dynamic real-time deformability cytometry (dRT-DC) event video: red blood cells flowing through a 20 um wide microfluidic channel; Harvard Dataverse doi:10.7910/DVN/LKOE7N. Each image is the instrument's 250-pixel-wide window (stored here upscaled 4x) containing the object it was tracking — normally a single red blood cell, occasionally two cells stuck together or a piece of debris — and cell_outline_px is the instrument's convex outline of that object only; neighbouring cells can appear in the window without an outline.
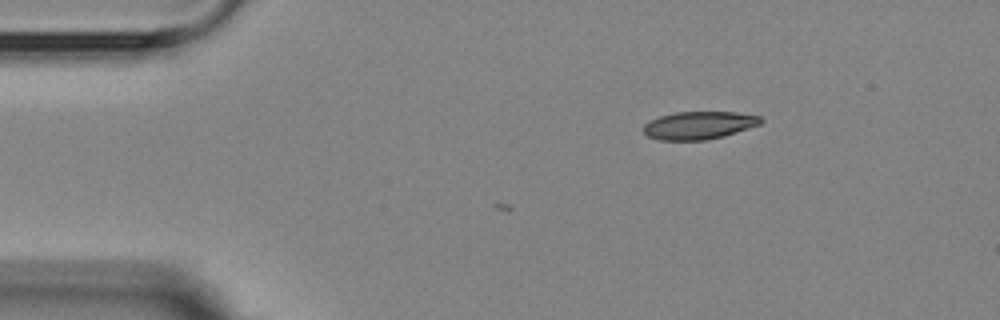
{"species": "Egyptian fruit bat (a non-hibernating species)", "species_latin": "Rousettus aegyptiacus", "temperature_condition": "room temperature", "stored_images_in_passage": 3, "camera_frame_rate_fps": 3000, "um_per_image_px": 0.085, "animal": {"sex": "female"}, "frame": {"image": 1, "passage_image": 1, "time_ms": 0.0, "image_size_px": [1000, 320], "cell_outline_px": [[764, 120], [760, 124], [724, 136], [704, 140], [660, 140], [648, 136], [644, 132], [644, 124], [648, 120], [660, 116], [676, 112], [736, 112], [760, 116]], "centroid_in_image_um": [59.4, 10.64], "position_along_channel_um": 25.6, "area_um2": 18.96}}